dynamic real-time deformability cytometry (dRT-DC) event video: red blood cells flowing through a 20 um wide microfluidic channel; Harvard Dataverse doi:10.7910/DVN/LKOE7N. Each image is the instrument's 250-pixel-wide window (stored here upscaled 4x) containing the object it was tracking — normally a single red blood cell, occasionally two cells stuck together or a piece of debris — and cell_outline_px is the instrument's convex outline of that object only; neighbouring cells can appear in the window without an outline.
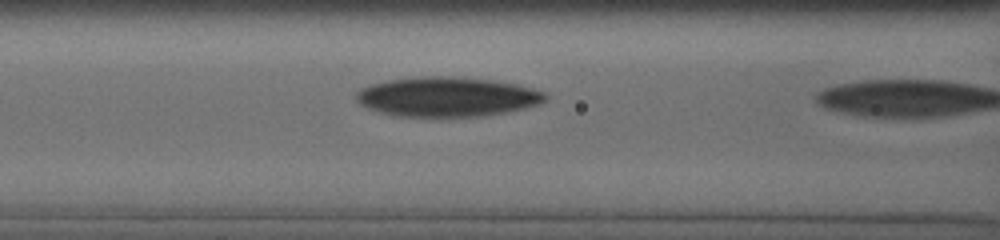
{"species": "human", "species_latin": "Homo sapiens", "temperature_condition": "cold", "stored_images_in_passage": 5, "camera_frame_rate_fps": 3000, "um_per_image_px": 0.085, "donor": {"sex": "male"}, "frame": {"image": 1, "passage_image": 4, "time_ms": 2.667, "image_size_px": [1000, 240], "cell_outline_px": [[548, 100], [540, 104], [524, 108], [484, 116], [396, 116], [380, 112], [368, 108], [360, 104], [356, 100], [356, 92], [360, 88], [372, 84], [388, 80], [420, 76], [452, 76], [496, 80], [516, 84], [548, 92]], "centroid_in_image_um": [38.04, 8.22], "position_along_channel_um": 128.6, "area_um2": 43.93}}